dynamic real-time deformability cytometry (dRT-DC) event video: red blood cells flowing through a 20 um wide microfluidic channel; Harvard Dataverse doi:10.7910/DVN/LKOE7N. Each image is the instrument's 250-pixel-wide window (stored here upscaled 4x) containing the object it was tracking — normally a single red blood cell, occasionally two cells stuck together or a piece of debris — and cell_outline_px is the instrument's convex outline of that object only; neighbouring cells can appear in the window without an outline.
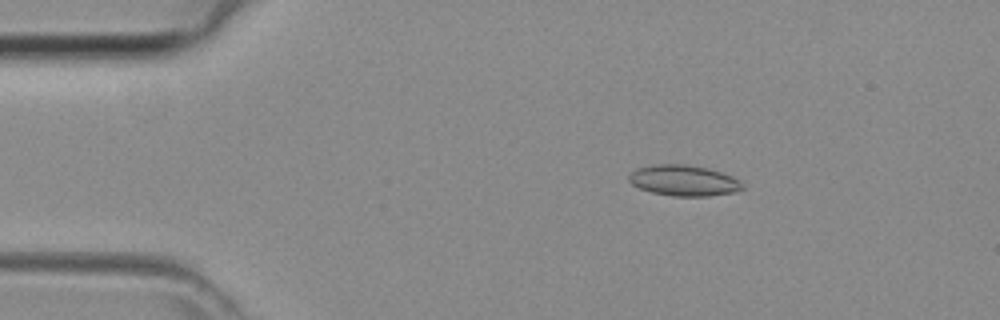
{"species": "common noctule bat (a hibernating species)", "species_latin": "Nyctalus noctula", "temperature_condition": "room temperature", "stored_images_in_passage": 46, "camera_frame_rate_fps": 3000, "um_per_image_px": 0.085, "animal": {"sex": "female", "body_mass_g": 29.2, "forearm_length_mm": 56.3}, "frame": {"image": 1, "passage_image": 8, "time_ms": 2.333, "image_size_px": [1000, 320], "cell_outline_px": [[744, 188], [732, 192], [708, 196], [672, 196], [652, 192], [640, 188], [632, 184], [628, 180], [628, 176], [636, 168], [656, 164], [684, 164], [708, 168], [732, 176], [740, 180], [744, 184]], "centroid_in_image_um": [58.12, 15.34], "position_along_channel_um": 26.9, "area_um2": 20.35}}
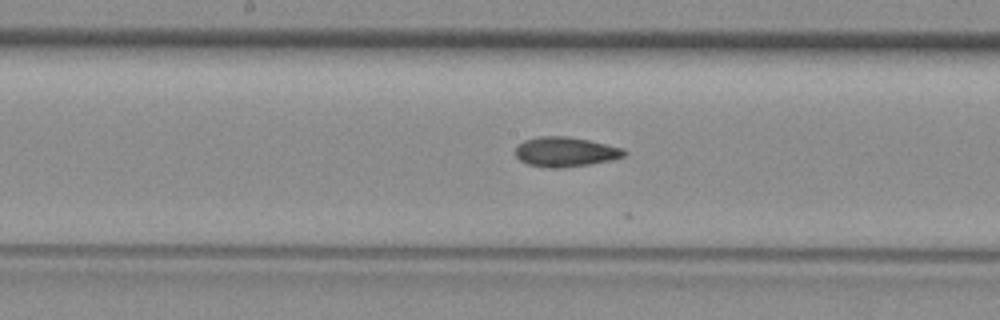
{"frame": {"image": 2, "passage_image": 23, "time_ms": 7.333, "image_size_px": [1000, 320], "cell_outline_px": [[628, 152], [624, 156], [612, 160], [588, 164], [560, 168], [556, 168], [528, 164], [520, 160], [516, 156], [516, 148], [524, 140], [540, 136], [568, 136], [588, 140], [624, 148]], "centroid_in_image_um": [48.09, 12.9], "position_along_channel_um": 200.1, "area_um2": 18.67}}
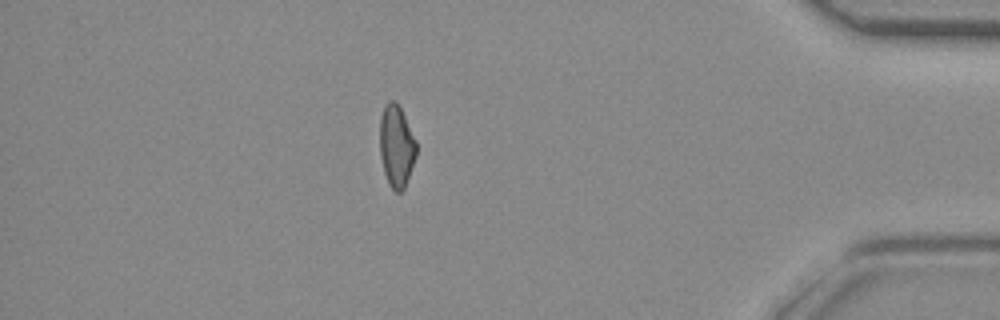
{"frame": {"image": 3, "passage_image": 39, "time_ms": 12.667, "image_size_px": [1000, 320], "cell_outline_px": [[416, 156], [404, 188], [400, 192], [396, 192], [388, 184], [384, 172], [380, 156], [380, 116], [384, 104], [388, 100], [392, 100], [400, 108], [416, 140]], "centroid_in_image_um": [33.68, 12.42], "position_along_channel_um": 401.5, "area_um2": 17.34}}